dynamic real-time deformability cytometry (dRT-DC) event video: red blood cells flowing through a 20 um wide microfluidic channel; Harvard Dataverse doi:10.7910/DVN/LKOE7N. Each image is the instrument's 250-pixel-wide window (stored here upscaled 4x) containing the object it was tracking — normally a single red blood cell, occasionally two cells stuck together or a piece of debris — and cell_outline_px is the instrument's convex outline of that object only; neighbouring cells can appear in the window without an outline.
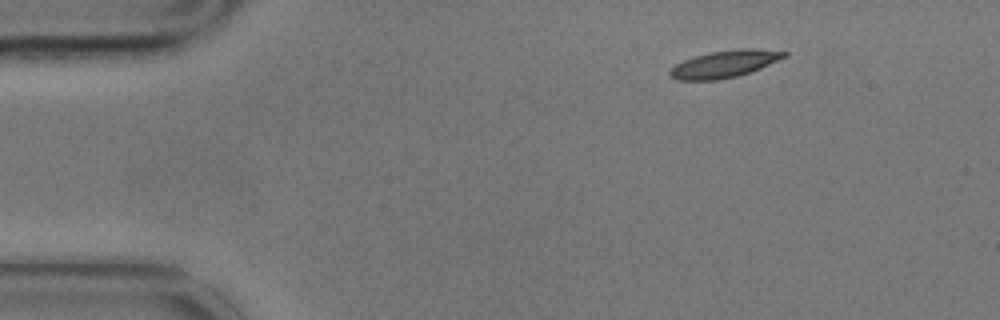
{"species": "common noctule bat (a hibernating species)", "species_latin": "Nyctalus noctula", "temperature_condition": "cold", "stored_images_in_passage": 2, "camera_frame_rate_fps": 3000, "um_per_image_px": 0.085, "animal": {"sex": "male", "body_mass_g": 17.9}, "frame": {"image": 1, "passage_image": 2, "time_ms": 0.333, "image_size_px": [1000, 320], "cell_outline_px": [[788, 56], [760, 68], [736, 76], [716, 80], [676, 80], [668, 76], [668, 68], [684, 60], [696, 56], [712, 52], [740, 48], [752, 48], [788, 52]], "centroid_in_image_um": [61.54, 5.44], "position_along_channel_um": 23.5, "area_um2": 17.98}}